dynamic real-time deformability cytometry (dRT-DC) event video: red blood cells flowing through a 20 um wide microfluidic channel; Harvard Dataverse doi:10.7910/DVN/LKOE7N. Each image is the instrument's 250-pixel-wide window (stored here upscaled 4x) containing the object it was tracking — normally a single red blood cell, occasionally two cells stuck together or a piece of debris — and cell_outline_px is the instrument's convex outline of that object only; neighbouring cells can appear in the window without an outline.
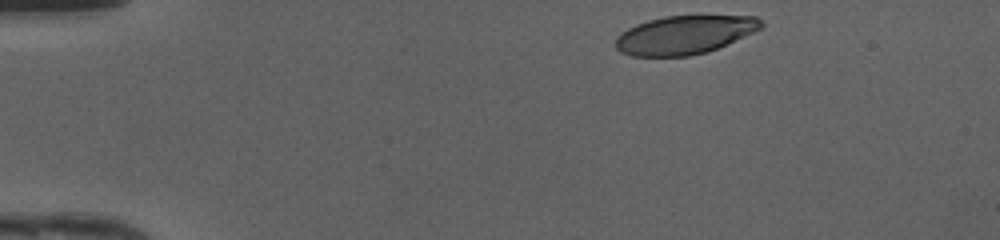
{"species": "human", "species_latin": "Homo sapiens", "temperature_condition": "cold", "stored_images_in_passage": 34, "camera_frame_rate_fps": 3000, "um_per_image_px": 0.085, "donor": {"sex": "female"}, "frame": {"image": 1, "passage_image": 1, "time_ms": 0.0, "image_size_px": [1000, 240], "cell_outline_px": [[764, 28], [728, 44], [708, 52], [688, 56], [632, 56], [620, 52], [616, 48], [616, 36], [628, 28], [636, 24], [648, 20], [664, 16], [756, 16], [764, 20]], "centroid_in_image_um": [58.23, 2.96], "position_along_channel_um": 26.8, "area_um2": 32.95}}
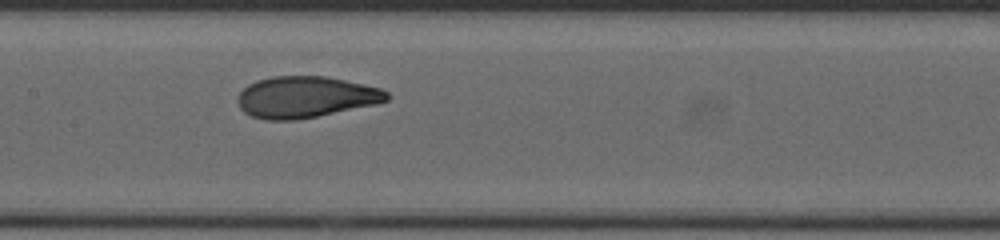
{"frame": {"image": 2, "passage_image": 18, "time_ms": 5.667, "image_size_px": [1000, 240], "cell_outline_px": [[388, 100], [376, 104], [296, 120], [264, 120], [252, 116], [244, 112], [240, 108], [236, 100], [236, 96], [248, 84], [256, 80], [272, 76], [324, 76], [364, 84], [380, 88], [388, 92]], "centroid_in_image_um": [25.93, 8.25], "position_along_channel_um": 181.5, "area_um2": 35.95}}
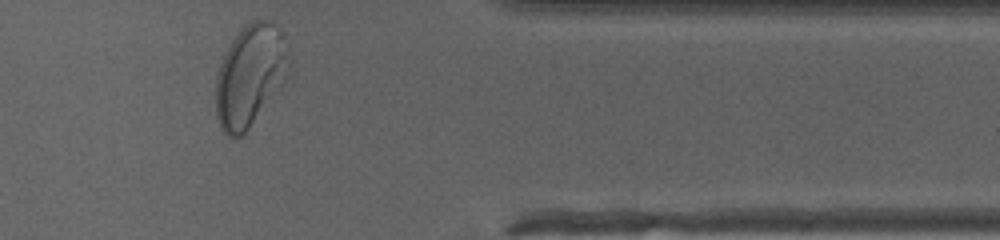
{"frame": {"image": 3, "passage_image": 34, "time_ms": 11.0, "image_size_px": [1000, 240], "cell_outline_px": [[288, 64], [284, 84], [248, 128], [240, 136], [228, 136], [220, 128], [216, 116], [216, 76], [224, 52], [232, 40], [252, 20], [272, 20], [280, 32], [288, 48]], "centroid_in_image_um": [21.24, 6.43], "position_along_channel_um": 390.2, "area_um2": 42.89}, "authors_computed_cell_mechanics": {"area_um2": 35.6626, "velocity_mm_per_s": 4.1933, "shape_relaxation_time_tau1_ms": 3.8872, "shape_relaxation_time_tau2_ms": 0.742, "deformation_change_tau1": 0.1899, "deformation_change_tau2": 0.061}}